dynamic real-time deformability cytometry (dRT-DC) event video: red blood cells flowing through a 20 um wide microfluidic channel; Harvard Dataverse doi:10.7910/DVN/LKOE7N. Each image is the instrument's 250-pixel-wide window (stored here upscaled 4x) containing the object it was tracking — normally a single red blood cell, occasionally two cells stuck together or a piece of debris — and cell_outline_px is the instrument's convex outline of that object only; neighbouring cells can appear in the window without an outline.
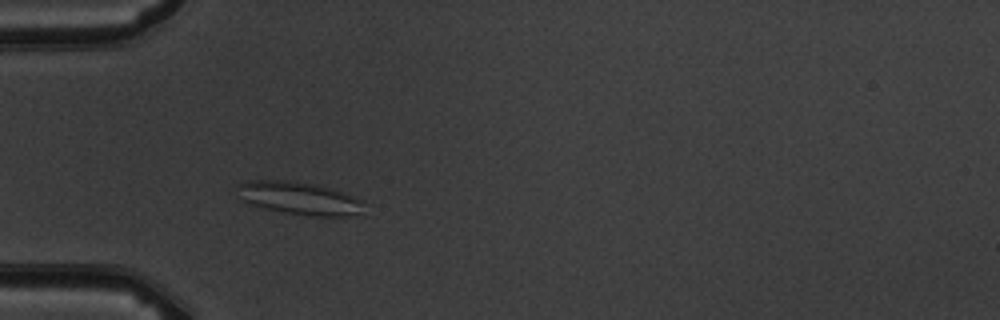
{"species": "common noctule bat (a hibernating species)", "species_latin": "Nyctalus noctula", "temperature_condition": "warm", "stored_images_in_passage": 3, "camera_frame_rate_fps": 3000, "um_per_image_px": 0.085, "animal": {"sex": "male", "body_mass_g": 19.5, "forearm_length_mm": 54.6}, "frame": {"image": 1, "passage_image": 2, "time_ms": 1.333, "image_size_px": [1000, 320], "cell_outline_px": [[364, 200], [360, 212], [344, 216], [312, 216], [284, 212], [248, 204], [244, 200], [236, 184], [248, 180], [284, 180], [316, 184], [356, 196]], "centroid_in_image_um": [25.44, 16.83], "position_along_channel_um": 59.6, "area_um2": 23.93}}
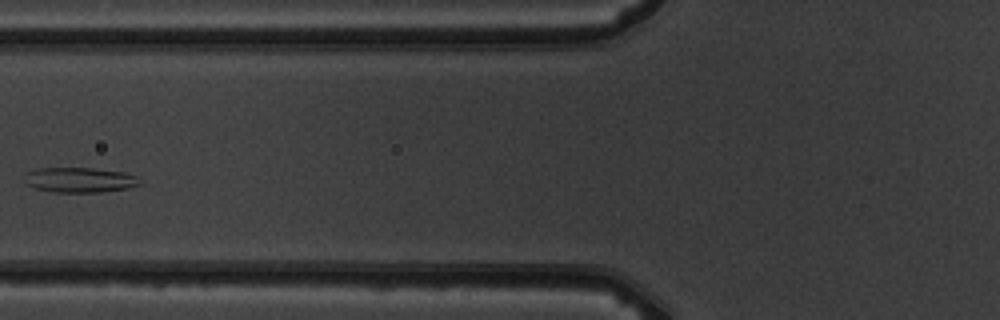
{"frame": {"image": 2, "passage_image": 3, "time_ms": 3.0, "image_size_px": [1000, 320], "cell_outline_px": [[144, 184], [128, 188], [100, 192], [56, 192], [36, 188], [28, 184], [24, 180], [24, 172], [36, 168], [92, 168], [124, 172], [136, 176]], "centroid_in_image_um": [6.78, 15.28], "position_along_channel_um": 119.0, "area_um2": 16.94}}